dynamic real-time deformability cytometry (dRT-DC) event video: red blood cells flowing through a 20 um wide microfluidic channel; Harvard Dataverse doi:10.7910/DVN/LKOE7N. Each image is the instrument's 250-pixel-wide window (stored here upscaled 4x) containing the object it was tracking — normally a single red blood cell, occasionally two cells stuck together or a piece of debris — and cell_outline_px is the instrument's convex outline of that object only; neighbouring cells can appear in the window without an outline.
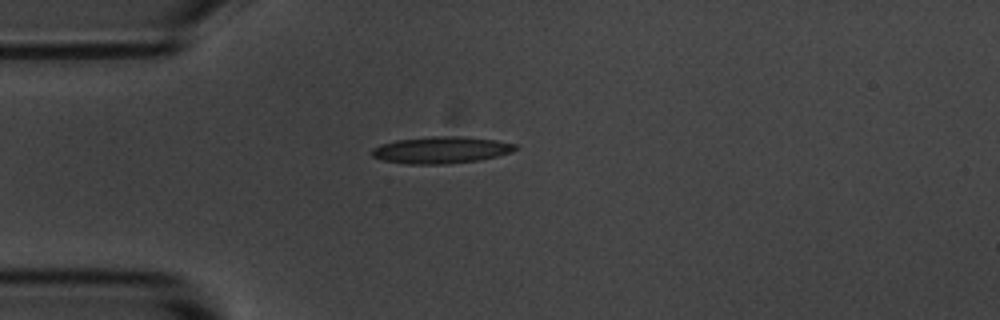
{"species": "common noctule bat (a hibernating species)", "species_latin": "Nyctalus noctula", "temperature_condition": "room temperature", "stored_images_in_passage": 5, "camera_frame_rate_fps": 3000, "um_per_image_px": 0.085, "animal": {"sex": "male", "body_mass_g": 20.1, "forearm_length_mm": 53.5}, "frame": {"image": 1, "passage_image": 5, "time_ms": 1.333, "image_size_px": [1000, 320], "cell_outline_px": [[520, 148], [512, 152], [480, 160], [444, 164], [408, 164], [384, 160], [372, 156], [368, 152], [372, 148], [380, 144], [396, 140], [432, 136], [460, 136], [496, 140], [516, 144]], "centroid_in_image_um": [37.49, 12.74], "position_along_channel_um": 47.5, "area_um2": 22.54}}